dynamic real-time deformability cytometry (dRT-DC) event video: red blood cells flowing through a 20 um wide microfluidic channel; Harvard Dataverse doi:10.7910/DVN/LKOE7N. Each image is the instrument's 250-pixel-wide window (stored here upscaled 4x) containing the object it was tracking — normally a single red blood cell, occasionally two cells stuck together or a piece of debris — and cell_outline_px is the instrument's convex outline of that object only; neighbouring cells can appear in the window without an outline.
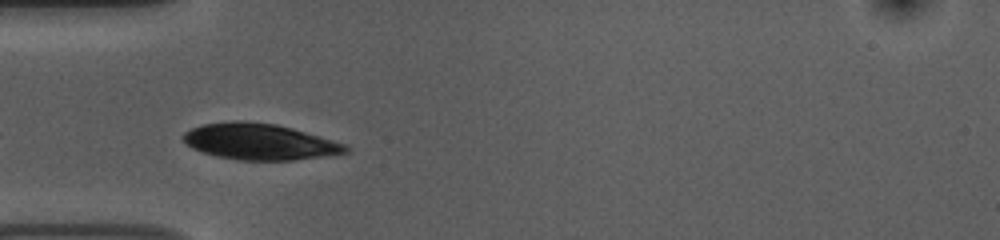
{"species": "common noctule bat (a hibernating species)", "species_latin": "Nyctalus noctula", "temperature_condition": "room temperature", "stored_images_in_passage": 12, "camera_frame_rate_fps": 3000, "um_per_image_px": 0.085, "animal": {"sex": "female", "body_mass_g": 10.0, "forearm_length_mm": 53.1}, "frame": {"image": 1, "passage_image": 3, "time_ms": 0.667, "image_size_px": [1000, 240], "cell_outline_px": [[348, 152], [324, 156], [292, 160], [236, 160], [216, 156], [192, 148], [184, 140], [184, 132], [192, 128], [204, 124], [232, 120], [244, 120], [276, 124], [292, 128], [320, 136], [344, 144], [348, 148]], "centroid_in_image_um": [22.05, 12.03], "position_along_channel_um": 63.0, "area_um2": 33.99}}